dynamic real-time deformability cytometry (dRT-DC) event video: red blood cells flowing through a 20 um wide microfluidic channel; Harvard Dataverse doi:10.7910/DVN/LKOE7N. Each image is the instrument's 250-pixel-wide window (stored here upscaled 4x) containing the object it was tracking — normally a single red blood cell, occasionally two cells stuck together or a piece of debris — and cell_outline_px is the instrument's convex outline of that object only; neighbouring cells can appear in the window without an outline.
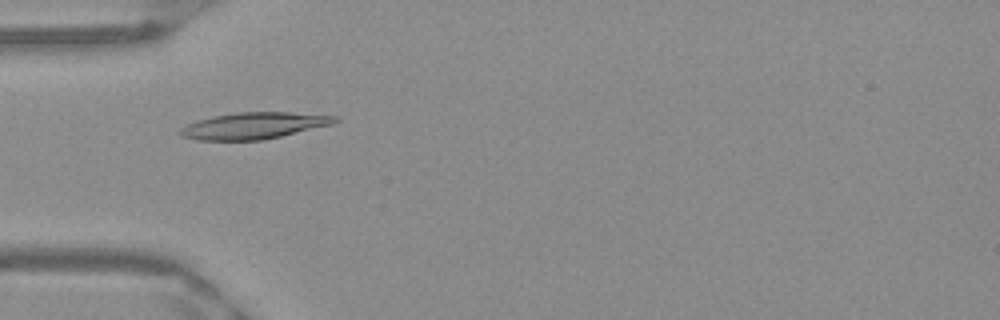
{"species": "Egyptian fruit bat (a non-hibernating species)", "species_latin": "Rousettus aegyptiacus", "temperature_condition": "warm", "stored_images_in_passage": 51, "camera_frame_rate_fps": 3000, "um_per_image_px": 0.085, "frame": {"image": 1, "passage_image": 16, "time_ms": 5.0, "image_size_px": [1000, 320], "cell_outline_px": [[340, 120], [332, 124], [264, 140], [200, 140], [180, 136], [180, 128], [196, 120], [216, 116], [240, 112], [288, 112], [336, 116]], "centroid_in_image_um": [21.58, 10.68], "position_along_channel_um": 63.4, "area_um2": 23.64}}
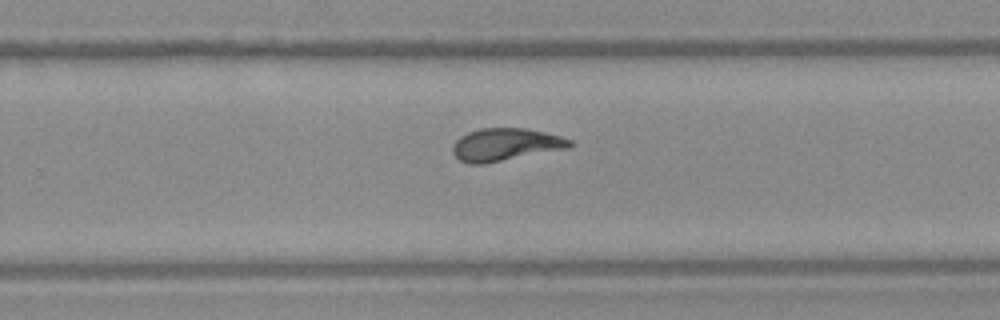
{"frame": {"image": 2, "passage_image": 33, "time_ms": 10.667, "image_size_px": [1000, 320], "cell_outline_px": [[572, 144], [568, 148], [484, 164], [468, 164], [460, 160], [452, 152], [452, 144], [460, 136], [468, 132], [480, 128], [524, 128], [544, 132], [560, 136], [572, 140]], "centroid_in_image_um": [42.93, 12.29], "position_along_channel_um": 286.9, "area_um2": 22.2}}
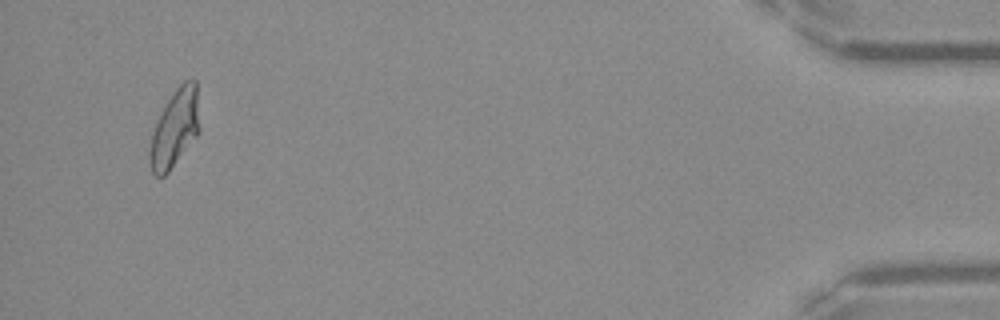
{"frame": {"image": 3, "passage_image": 49, "time_ms": 16.0, "image_size_px": [1000, 320], "cell_outline_px": [[200, 132], [168, 172], [164, 176], [156, 176], [152, 172], [148, 160], [148, 152], [152, 132], [168, 100], [176, 88], [184, 80], [196, 80], [200, 128]], "centroid_in_image_um": [14.86, 10.93], "position_along_channel_um": 420.3, "area_um2": 22.43}, "authors_computed_cell_mechanics": {"area_um2": 22.4264, "velocity_mm_per_s": 3.9555, "shape_relaxation_time_tau1_ms": 9.59, "shape_relaxation_time_tau2_ms": 1.3303, "deformation_change_tau1": 0.2768, "deformation_change_tau2": 0.0797}}